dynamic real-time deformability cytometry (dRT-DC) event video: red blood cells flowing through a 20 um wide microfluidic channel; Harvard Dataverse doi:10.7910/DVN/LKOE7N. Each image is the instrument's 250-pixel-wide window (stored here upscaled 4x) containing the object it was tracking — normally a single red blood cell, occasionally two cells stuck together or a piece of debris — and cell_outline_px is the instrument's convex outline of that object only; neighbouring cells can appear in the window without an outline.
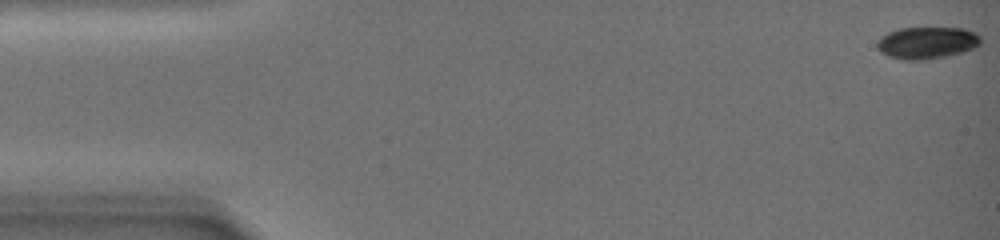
{"species": "common noctule bat (a hibernating species)", "species_latin": "Nyctalus noctula", "temperature_condition": "warm", "stored_images_in_passage": 51, "camera_frame_rate_fps": 3000, "um_per_image_px": 0.085, "animal": {"sex": "female", "body_mass_g": 19.0, "forearm_length_mm": 51.5}, "frame": {"image": 1, "passage_image": 1, "time_ms": 0.0, "image_size_px": [1000, 240], "cell_outline_px": [[980, 44], [964, 52], [924, 60], [904, 60], [888, 56], [880, 52], [876, 44], [880, 36], [888, 32], [900, 28], [964, 28], [976, 32], [980, 36]], "centroid_in_image_um": [78.77, 3.63], "position_along_channel_um": 6.2, "area_um2": 19.36}}
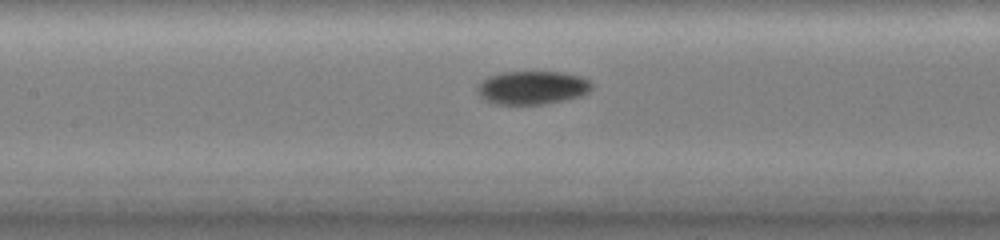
{"frame": {"image": 2, "passage_image": 26, "time_ms": 10.333, "image_size_px": [1000, 240], "cell_outline_px": [[592, 88], [588, 92], [580, 96], [564, 100], [544, 104], [496, 104], [484, 100], [480, 96], [476, 88], [488, 76], [500, 72], [564, 72], [580, 76], [592, 80]], "centroid_in_image_um": [45.27, 7.44], "position_along_channel_um": 162.1, "area_um2": 22.37}}
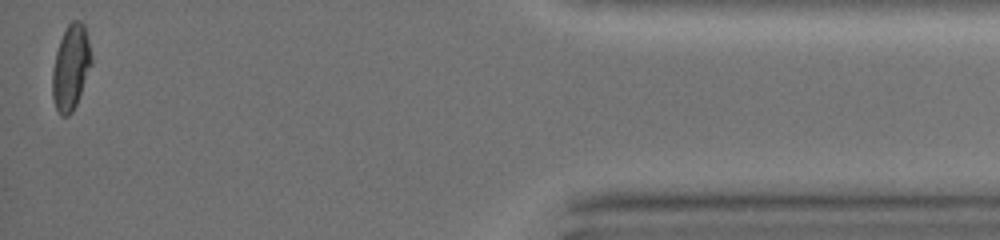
{"frame": {"image": 3, "passage_image": 51, "time_ms": 21.667, "image_size_px": [1000, 240], "cell_outline_px": [[92, 64], [76, 104], [72, 112], [68, 116], [60, 116], [56, 108], [52, 96], [52, 68], [56, 52], [60, 40], [68, 24], [72, 20], [80, 20], [84, 24], [92, 56]], "centroid_in_image_um": [6.01, 5.73], "position_along_channel_um": 429.2, "area_um2": 19.36}, "authors_computed_cell_mechanics": {"area_um2": 20.7502, "velocity_mm_per_s": 2.9331, "shape_relaxation_time_tau1_ms": 6.8764, "shape_relaxation_time_tau2_ms": null, "deformation_change_tau1": 0.1668, "deformation_change_tau2": null}}